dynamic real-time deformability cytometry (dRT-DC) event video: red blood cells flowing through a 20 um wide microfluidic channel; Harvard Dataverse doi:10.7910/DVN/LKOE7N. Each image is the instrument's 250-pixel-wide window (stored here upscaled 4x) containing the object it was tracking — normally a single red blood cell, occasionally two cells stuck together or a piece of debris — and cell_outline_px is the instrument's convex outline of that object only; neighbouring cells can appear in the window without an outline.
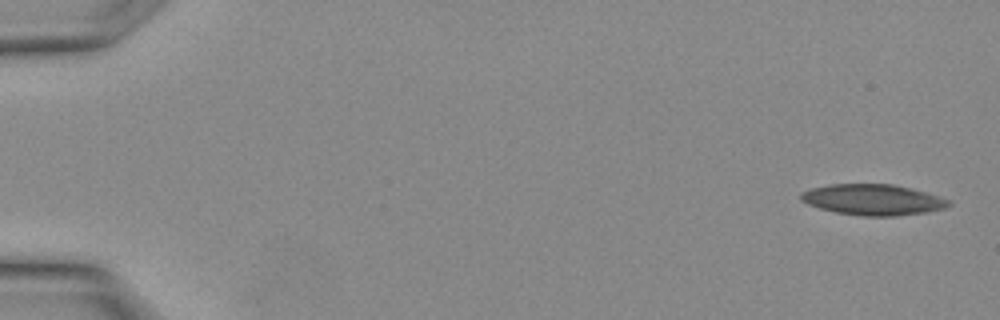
{"species": "Egyptian fruit bat (a non-hibernating species)", "species_latin": "Rousettus aegyptiacus", "temperature_condition": "warm", "stored_images_in_passage": 21, "camera_frame_rate_fps": 3000, "um_per_image_px": 0.085, "animal": {"sex": "female"}, "frame": {"image": 1, "passage_image": 1, "time_ms": 0.0, "image_size_px": [1000, 320], "cell_outline_px": [[952, 204], [944, 208], [928, 212], [896, 216], [864, 216], [836, 212], [820, 208], [808, 204], [800, 200], [800, 192], [812, 188], [832, 184], [892, 184], [912, 188], [948, 200]], "centroid_in_image_um": [74.18, 16.97], "position_along_channel_um": 10.8, "area_um2": 26.41}}
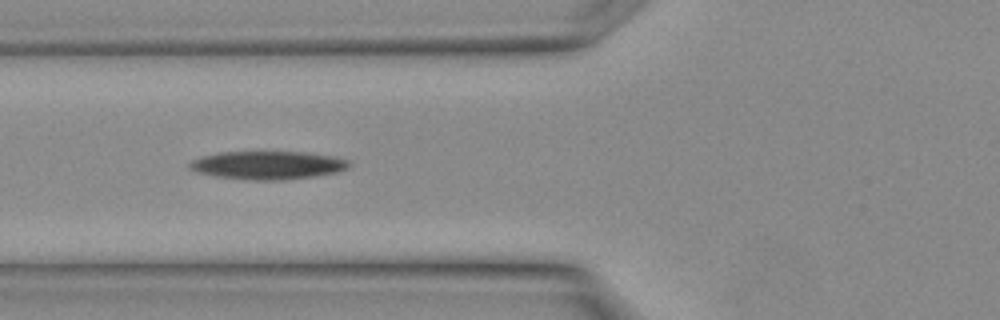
{"frame": {"image": 2, "passage_image": 12, "time_ms": 3.667, "image_size_px": [1000, 320], "cell_outline_px": [[352, 164], [348, 168], [336, 172], [316, 176], [276, 180], [252, 180], [216, 176], [196, 172], [188, 168], [188, 164], [192, 160], [204, 156], [220, 152], [304, 152], [332, 156], [348, 160]], "centroid_in_image_um": [22.76, 14.04], "position_along_channel_um": 103.0, "area_um2": 26.07}}
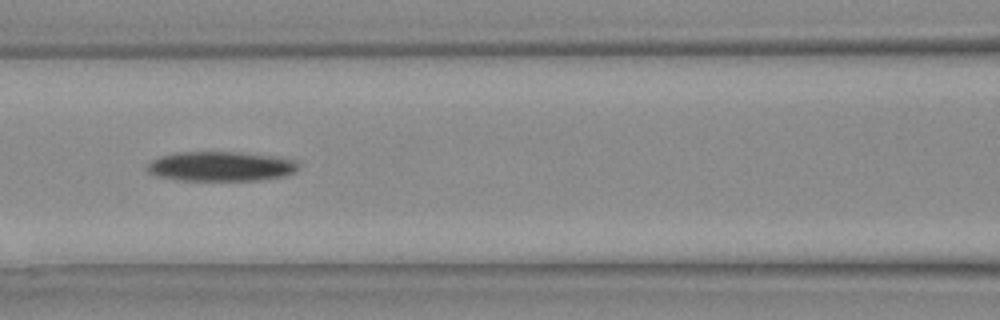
{"frame": {"image": 3, "passage_image": 14, "time_ms": 4.333, "image_size_px": [1000, 320], "cell_outline_px": [[300, 164], [292, 172], [284, 176], [256, 180], [184, 180], [160, 176], [148, 172], [144, 168], [152, 160], [160, 156], [176, 152], [240, 152], [280, 156], [296, 160]], "centroid_in_image_um": [18.79, 14.12], "position_along_channel_um": 147.8, "area_um2": 26.13}}